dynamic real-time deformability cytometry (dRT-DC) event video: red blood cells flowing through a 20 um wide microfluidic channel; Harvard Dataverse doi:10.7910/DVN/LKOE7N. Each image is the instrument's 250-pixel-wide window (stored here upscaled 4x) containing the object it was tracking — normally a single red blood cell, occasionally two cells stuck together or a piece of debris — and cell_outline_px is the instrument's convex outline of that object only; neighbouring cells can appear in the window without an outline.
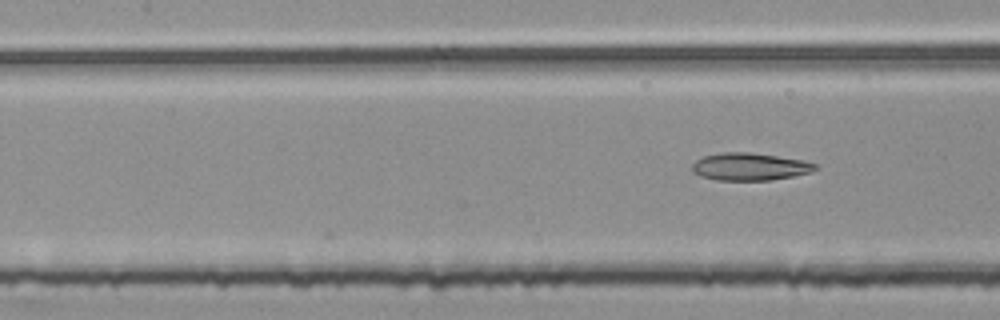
{"species": "common noctule bat (a hibernating species)", "species_latin": "Nyctalus noctula", "temperature_condition": "room temperature", "stored_images_in_passage": 7, "camera_frame_rate_fps": 3000, "um_per_image_px": 0.085, "animal": {"sex": "female", "body_mass_g": 25.1}, "frame": {"image": 1, "passage_image": 7, "time_ms": 2.0, "image_size_px": [1000, 320], "cell_outline_px": [[816, 168], [812, 172], [772, 180], [716, 180], [700, 176], [692, 172], [692, 164], [696, 160], [704, 156], [724, 152], [748, 152], [776, 156], [800, 160], [816, 164]], "centroid_in_image_um": [63.68, 14.17], "position_along_channel_um": 143.7, "area_um2": 19.54}}